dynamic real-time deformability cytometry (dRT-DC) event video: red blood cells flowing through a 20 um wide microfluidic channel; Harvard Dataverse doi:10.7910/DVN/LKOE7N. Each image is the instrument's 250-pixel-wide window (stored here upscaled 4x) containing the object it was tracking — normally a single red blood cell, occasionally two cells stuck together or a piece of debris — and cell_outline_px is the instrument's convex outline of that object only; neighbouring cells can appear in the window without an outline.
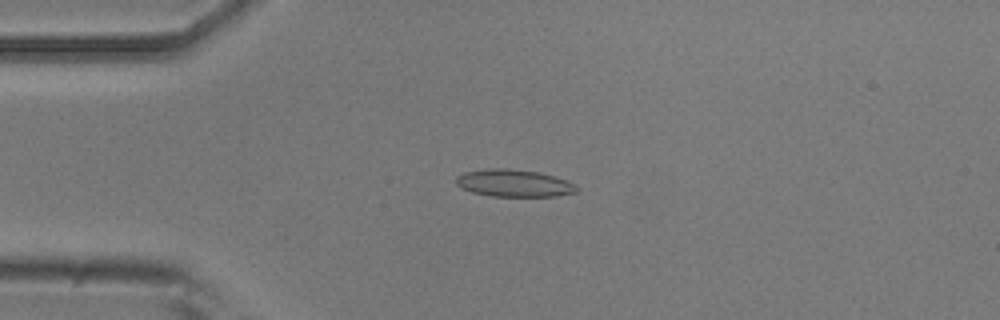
{"species": "common noctule bat (a hibernating species)", "species_latin": "Nyctalus noctula", "temperature_condition": "room temperature", "stored_images_in_passage": 51, "camera_frame_rate_fps": 3000, "um_per_image_px": 0.085, "animal": {"sex": "male", "body_mass_g": 20.5, "forearm_length_mm": 52.5}, "frame": {"image": 1, "passage_image": 12, "time_ms": 3.667, "image_size_px": [1000, 320], "cell_outline_px": [[580, 188], [576, 192], [556, 196], [492, 196], [472, 192], [460, 188], [456, 184], [456, 176], [464, 172], [488, 168], [508, 168], [540, 172], [576, 184]], "centroid_in_image_um": [43.66, 15.56], "position_along_channel_um": 41.3, "area_um2": 19.25}}
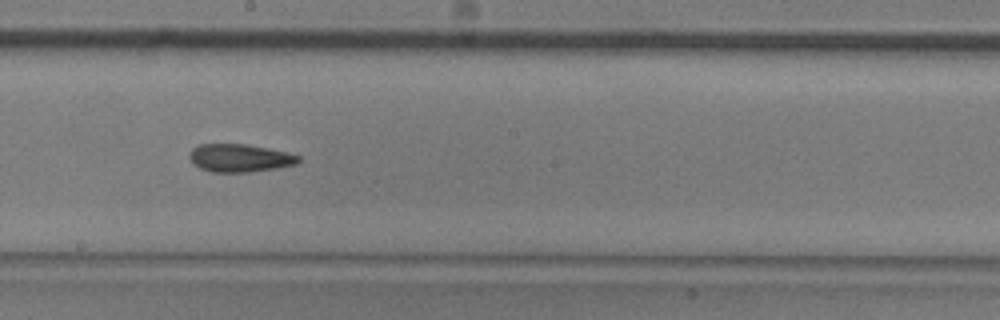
{"frame": {"image": 2, "passage_image": 28, "time_ms": 9.0, "image_size_px": [1000, 320], "cell_outline_px": [[300, 160], [296, 164], [276, 168], [248, 172], [212, 172], [200, 168], [188, 156], [192, 148], [200, 144], [244, 144], [268, 148], [288, 152], [300, 156]], "centroid_in_image_um": [20.39, 13.42], "position_along_channel_um": 227.8, "area_um2": 17.63}}
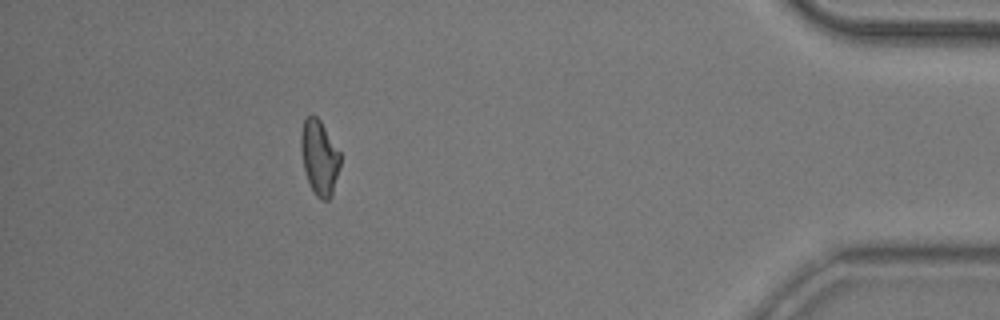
{"frame": {"image": 3, "passage_image": 46, "time_ms": 15.0, "image_size_px": [1000, 320], "cell_outline_px": [[340, 168], [332, 196], [328, 200], [320, 200], [316, 196], [308, 180], [304, 168], [300, 152], [300, 132], [304, 120], [312, 112], [320, 120], [340, 152]], "centroid_in_image_um": [27.14, 13.37], "position_along_channel_um": 408.1, "area_um2": 17.34}, "authors_computed_cell_mechanics": {"area_um2": 17.8024, "velocity_mm_per_s": 3.9032, "shape_relaxation_time_tau1_ms": 7.9976, "shape_relaxation_time_tau2_ms": 4.7357, "deformation_change_tau1": 0.1657, "deformation_change_tau2": 0.1379}}